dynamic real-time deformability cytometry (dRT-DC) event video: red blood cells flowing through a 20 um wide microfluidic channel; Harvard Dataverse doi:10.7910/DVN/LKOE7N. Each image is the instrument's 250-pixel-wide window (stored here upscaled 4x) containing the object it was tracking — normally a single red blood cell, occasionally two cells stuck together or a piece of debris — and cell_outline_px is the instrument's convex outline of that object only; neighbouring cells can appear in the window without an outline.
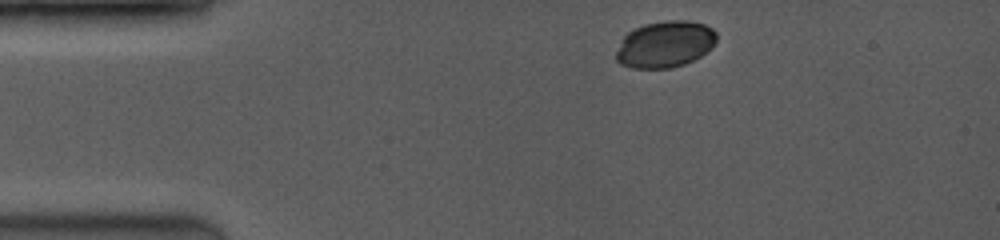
{"species": "common noctule bat (a hibernating species)", "species_latin": "Nyctalus noctula", "temperature_condition": "room temperature", "stored_images_in_passage": 14, "camera_frame_rate_fps": 3500, "um_per_image_px": 0.085, "animal": {"sex": "female", "body_mass_g": 19.0, "forearm_length_mm": 53.3}, "frame": {"image": 1, "passage_image": 1, "time_ms": 0.0, "image_size_px": [1000, 240], "cell_outline_px": [[716, 40], [712, 48], [700, 56], [684, 64], [672, 68], [632, 68], [620, 64], [616, 60], [616, 52], [624, 36], [628, 32], [644, 24], [668, 20], [688, 20], [704, 24], [712, 28], [716, 32]], "centroid_in_image_um": [56.54, 3.76], "position_along_channel_um": 28.5, "area_um2": 27.22}}
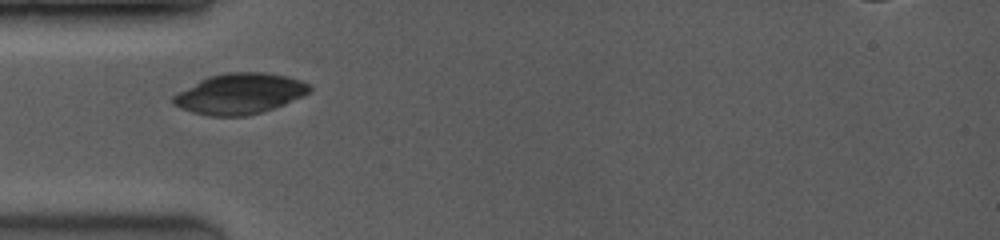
{"frame": {"image": 2, "passage_image": 6, "time_ms": 2.286, "image_size_px": [1000, 240], "cell_outline_px": [[312, 88], [304, 96], [284, 104], [260, 112], [244, 116], [208, 116], [192, 112], [180, 108], [172, 104], [172, 96], [200, 80], [208, 76], [228, 72], [264, 72], [288, 76], [300, 80], [308, 84]], "centroid_in_image_um": [20.37, 7.96], "position_along_channel_um": 64.6, "area_um2": 32.14}}
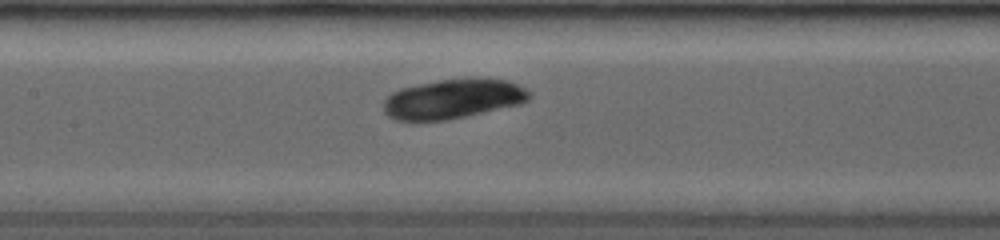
{"frame": {"image": 3, "passage_image": 13, "time_ms": 4.857, "image_size_px": [1000, 240], "cell_outline_px": [[532, 96], [528, 100], [520, 104], [464, 116], [444, 120], [396, 120], [388, 116], [384, 112], [384, 100], [392, 92], [400, 88], [436, 80], [464, 76], [476, 76], [508, 80], [524, 88]], "centroid_in_image_um": [38.51, 8.36], "position_along_channel_um": 168.9, "area_um2": 33.99}}